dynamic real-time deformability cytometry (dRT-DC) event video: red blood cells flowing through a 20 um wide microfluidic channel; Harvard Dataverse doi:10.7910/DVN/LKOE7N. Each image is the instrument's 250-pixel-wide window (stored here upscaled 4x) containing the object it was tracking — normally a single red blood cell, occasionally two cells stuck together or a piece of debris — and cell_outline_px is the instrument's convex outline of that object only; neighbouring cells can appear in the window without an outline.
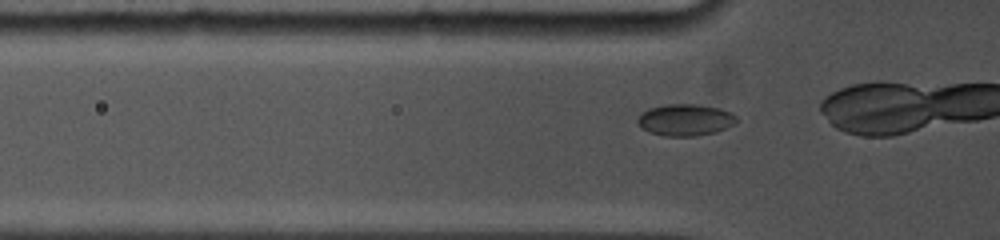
{"species": "common noctule bat (a hibernating species)", "species_latin": "Nyctalus noctula", "temperature_condition": "cold", "stored_images_in_passage": 7, "camera_frame_rate_fps": 5000, "um_per_image_px": 0.085, "animal": {"sex": "female", "body_mass_g": 19.0, "forearm_length_mm": 53.3}, "frame": {"image": 1, "passage_image": 2, "time_ms": 0.2, "image_size_px": [1000, 240], "cell_outline_px": [[736, 120], [732, 124], [716, 132], [696, 136], [664, 136], [648, 132], [636, 120], [648, 108], [668, 104], [700, 104], [720, 108], [732, 112], [736, 116]], "centroid_in_image_um": [58.26, 10.18], "position_along_channel_um": 67.5, "area_um2": 18.15}}